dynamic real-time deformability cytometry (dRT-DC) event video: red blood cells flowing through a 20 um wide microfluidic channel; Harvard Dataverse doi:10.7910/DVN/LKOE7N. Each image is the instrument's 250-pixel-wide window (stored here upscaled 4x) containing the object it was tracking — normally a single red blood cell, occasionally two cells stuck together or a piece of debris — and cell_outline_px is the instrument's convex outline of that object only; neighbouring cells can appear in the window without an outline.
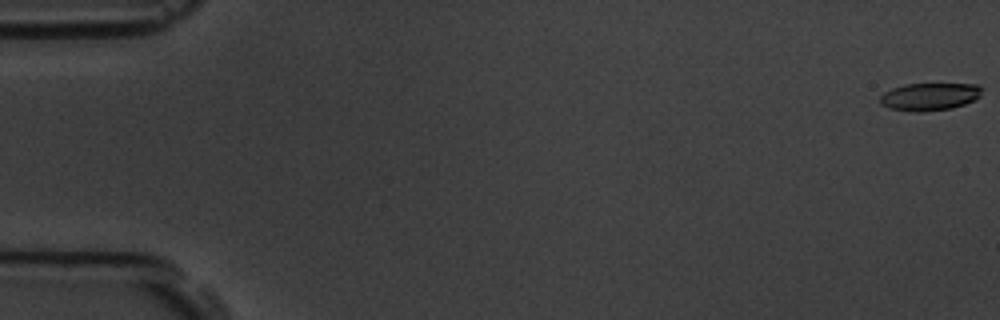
{"species": "common noctule bat (a hibernating species)", "species_latin": "Nyctalus noctula", "temperature_condition": "room temperature", "stored_images_in_passage": 5, "camera_frame_rate_fps": 3000, "um_per_image_px": 0.085, "animal": {"sex": "male", "body_mass_g": 19.5, "forearm_length_mm": 54.6}, "frame": {"image": 1, "passage_image": 1, "time_ms": 0.0, "image_size_px": [1000, 320], "cell_outline_px": [[984, 88], [980, 96], [964, 104], [952, 108], [916, 112], [888, 108], [880, 104], [880, 96], [884, 92], [892, 88], [904, 84], [976, 84]], "centroid_in_image_um": [79.0, 8.2], "position_along_channel_um": 6.0, "area_um2": 16.36}}